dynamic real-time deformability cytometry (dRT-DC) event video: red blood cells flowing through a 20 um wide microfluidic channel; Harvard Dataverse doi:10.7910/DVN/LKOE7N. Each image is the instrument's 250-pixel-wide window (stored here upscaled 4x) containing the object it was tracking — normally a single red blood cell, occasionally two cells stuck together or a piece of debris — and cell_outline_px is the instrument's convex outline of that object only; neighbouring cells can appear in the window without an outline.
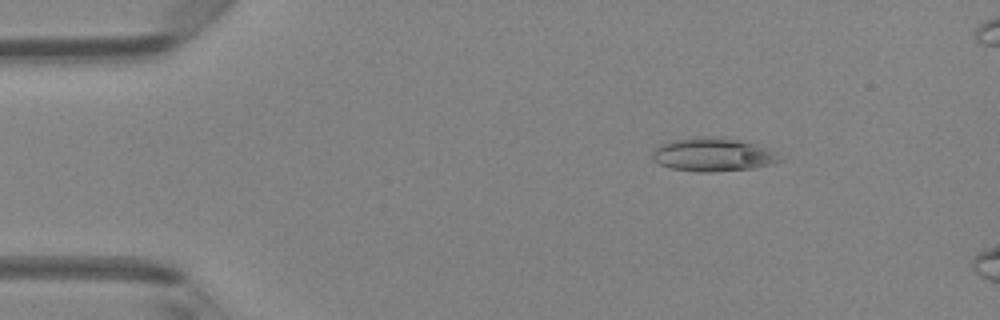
{"species": "Egyptian fruit bat (a non-hibernating species)", "species_latin": "Rousettus aegyptiacus", "temperature_condition": "room temperature", "stored_images_in_passage": 4, "camera_frame_rate_fps": 3000, "um_per_image_px": 0.085, "animal": {"sex": "female"}, "frame": {"image": 1, "passage_image": 2, "time_ms": 0.333, "image_size_px": [1000, 320], "cell_outline_px": [[784, 160], [752, 168], [712, 172], [700, 172], [672, 168], [660, 164], [652, 160], [652, 152], [660, 144], [672, 140], [740, 140], [772, 148]], "centroid_in_image_um": [60.65, 13.19], "position_along_channel_um": 24.4, "area_um2": 23.81}}